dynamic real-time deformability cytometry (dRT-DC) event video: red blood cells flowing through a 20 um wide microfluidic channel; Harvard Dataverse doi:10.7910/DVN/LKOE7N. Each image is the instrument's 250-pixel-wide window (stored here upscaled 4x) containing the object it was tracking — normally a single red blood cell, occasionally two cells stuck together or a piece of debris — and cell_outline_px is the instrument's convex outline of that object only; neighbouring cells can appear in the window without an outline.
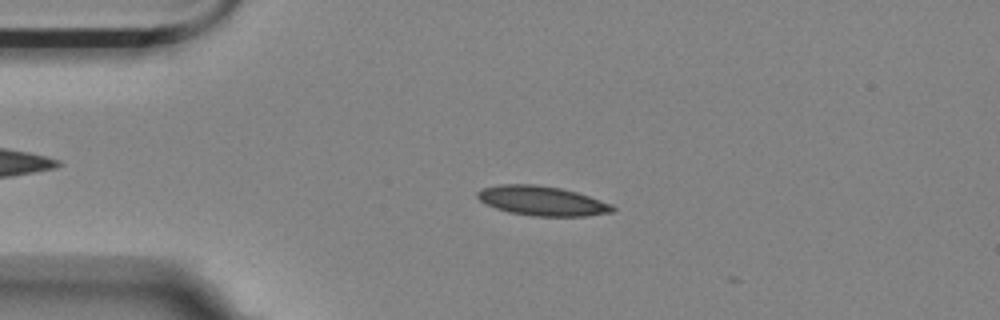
{"species": "Egyptian fruit bat (a non-hibernating species)", "species_latin": "Rousettus aegyptiacus", "temperature_condition": "room temperature", "stored_images_in_passage": 13, "camera_frame_rate_fps": 3000, "um_per_image_px": 0.085, "animal": {"sex": "female"}, "frame": {"image": 1, "passage_image": 12, "time_ms": 3.667, "image_size_px": [1000, 320], "cell_outline_px": [[616, 208], [612, 212], [584, 216], [532, 216], [508, 212], [496, 208], [480, 200], [476, 196], [476, 192], [484, 188], [500, 184], [536, 184], [560, 188], [576, 192], [612, 204]], "centroid_in_image_um": [46.07, 17.07], "position_along_channel_um": 38.9, "area_um2": 23.12}}